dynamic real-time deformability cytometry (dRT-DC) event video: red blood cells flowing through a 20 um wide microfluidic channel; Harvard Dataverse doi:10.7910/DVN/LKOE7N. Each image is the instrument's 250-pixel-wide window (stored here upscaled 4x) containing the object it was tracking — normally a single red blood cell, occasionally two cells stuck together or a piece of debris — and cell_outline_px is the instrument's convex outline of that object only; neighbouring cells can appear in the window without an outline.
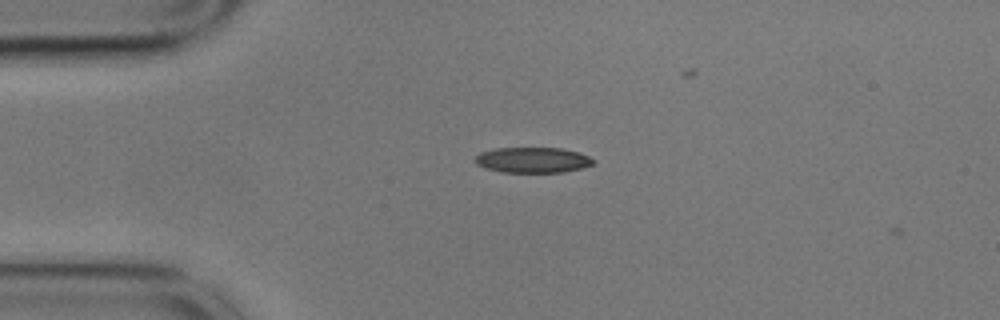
{"species": "common noctule bat (a hibernating species)", "species_latin": "Nyctalus noctula", "temperature_condition": "cold", "stored_images_in_passage": 4, "camera_frame_rate_fps": 3000, "um_per_image_px": 0.085, "animal": {"sex": "male", "body_mass_g": 17.9}, "frame": {"image": 1, "passage_image": 3, "time_ms": 0.667, "image_size_px": [1000, 320], "cell_outline_px": [[596, 160], [592, 164], [580, 168], [564, 172], [500, 172], [476, 164], [476, 156], [480, 152], [496, 148], [560, 148], [580, 152]], "centroid_in_image_um": [45.3, 13.59], "position_along_channel_um": 39.7, "area_um2": 17.46}}